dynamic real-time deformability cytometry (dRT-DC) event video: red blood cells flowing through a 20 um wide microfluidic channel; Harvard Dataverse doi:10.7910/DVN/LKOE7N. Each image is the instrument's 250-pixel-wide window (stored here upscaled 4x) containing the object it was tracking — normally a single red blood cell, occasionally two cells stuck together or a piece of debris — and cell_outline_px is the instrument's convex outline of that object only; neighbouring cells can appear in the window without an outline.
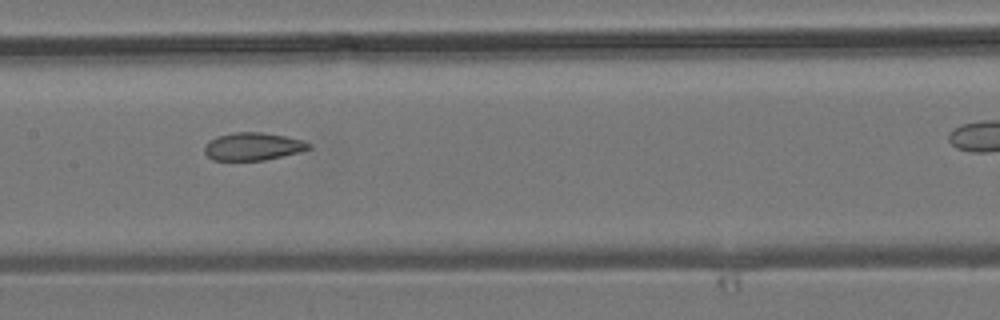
{"species": "common noctule bat (a hibernating species)", "species_latin": "Nyctalus noctula", "temperature_condition": "room temperature", "stored_images_in_passage": 8, "camera_frame_rate_fps": 3000, "um_per_image_px": 0.085, "animal": {"sex": "male", "body_mass_g": 19.2, "forearm_length_mm": 51.8}, "frame": {"image": 1, "passage_image": 5, "time_ms": 5.667, "image_size_px": [1000, 320], "cell_outline_px": [[312, 148], [300, 152], [264, 160], [212, 160], [204, 152], [204, 144], [208, 140], [216, 136], [232, 132], [264, 132], [284, 136], [300, 140], [312, 144]], "centroid_in_image_um": [21.46, 12.44], "position_along_channel_um": 185.9, "area_um2": 16.99}}
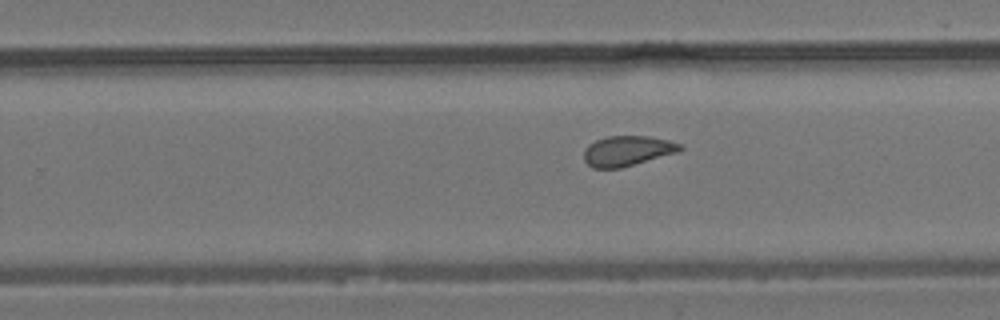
{"frame": {"image": 2, "passage_image": 8, "time_ms": 9.333, "image_size_px": [1000, 320], "cell_outline_px": [[684, 148], [680, 152], [620, 168], [592, 168], [584, 160], [584, 148], [588, 144], [596, 140], [608, 136], [648, 136], [668, 140], [680, 144]], "centroid_in_image_um": [53.33, 12.82], "position_along_channel_um": 276.5, "area_um2": 16.99}}